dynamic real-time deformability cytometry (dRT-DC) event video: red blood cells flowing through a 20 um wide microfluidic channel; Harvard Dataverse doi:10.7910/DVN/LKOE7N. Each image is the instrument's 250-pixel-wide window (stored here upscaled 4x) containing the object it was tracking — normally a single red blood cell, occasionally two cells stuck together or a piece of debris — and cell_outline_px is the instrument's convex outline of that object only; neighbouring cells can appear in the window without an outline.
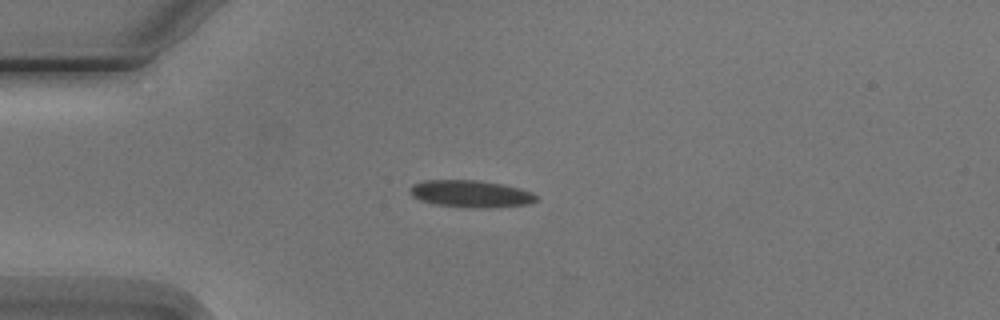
{"species": "Egyptian fruit bat (a non-hibernating species)", "species_latin": "Rousettus aegyptiacus", "temperature_condition": "cold", "stored_images_in_passage": 3, "camera_frame_rate_fps": 3000, "um_per_image_px": 0.085, "animal": {"sex": "male"}, "frame": {"image": 1, "passage_image": 1, "time_ms": 0.0, "image_size_px": [1000, 320], "cell_outline_px": [[536, 200], [528, 204], [488, 208], [432, 204], [420, 200], [412, 196], [408, 188], [412, 184], [424, 180], [476, 180], [500, 184], [520, 188], [532, 192], [536, 196]], "centroid_in_image_um": [39.97, 16.46], "position_along_channel_um": 45.0, "area_um2": 19.77}}
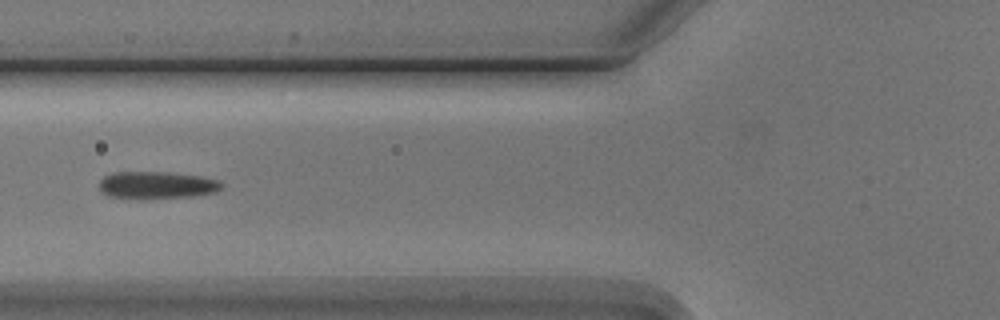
{"frame": {"image": 2, "passage_image": 3, "time_ms": 2.333, "image_size_px": [1000, 320], "cell_outline_px": [[224, 184], [216, 192], [196, 196], [140, 200], [108, 196], [100, 188], [100, 180], [104, 176], [112, 172], [168, 172], [200, 176], [220, 180]], "centroid_in_image_um": [13.34, 15.75], "position_along_channel_um": 112.5, "area_um2": 19.88}}